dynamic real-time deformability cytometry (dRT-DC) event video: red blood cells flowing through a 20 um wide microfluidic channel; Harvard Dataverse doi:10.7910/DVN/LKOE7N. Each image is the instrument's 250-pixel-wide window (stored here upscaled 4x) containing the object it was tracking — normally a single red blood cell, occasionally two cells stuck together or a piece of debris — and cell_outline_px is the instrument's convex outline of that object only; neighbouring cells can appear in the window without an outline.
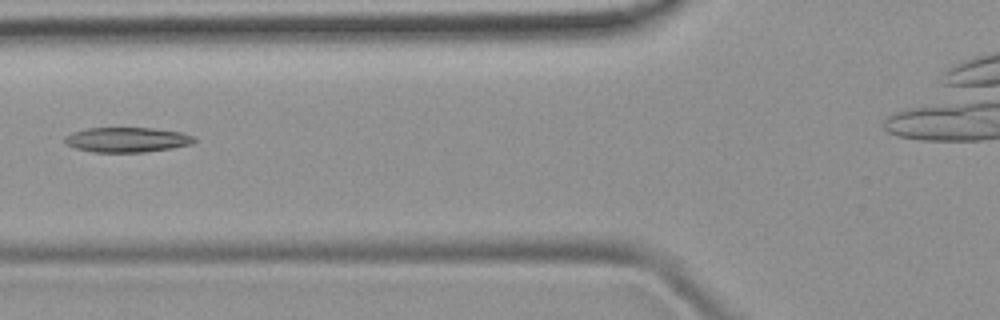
{"species": "common noctule bat (a hibernating species)", "species_latin": "Nyctalus noctula", "temperature_condition": "room temperature", "stored_images_in_passage": 4, "camera_frame_rate_fps": 3000, "um_per_image_px": 0.085, "animal": {"sex": "female", "body_mass_g": 19.9}, "frame": {"image": 1, "passage_image": 2, "time_ms": 1.333, "image_size_px": [1000, 320], "cell_outline_px": [[196, 140], [192, 144], [172, 148], [144, 152], [92, 152], [76, 148], [68, 144], [64, 140], [64, 136], [72, 132], [88, 128], [152, 128], [180, 132], [196, 136]], "centroid_in_image_um": [10.82, 11.87], "position_along_channel_um": 115.0, "area_um2": 18.79}}
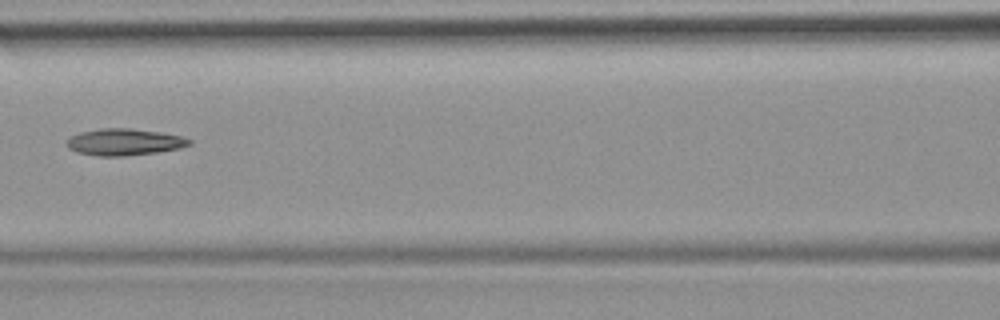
{"frame": {"image": 2, "passage_image": 3, "time_ms": 2.333, "image_size_px": [1000, 320], "cell_outline_px": [[192, 144], [180, 148], [156, 152], [124, 156], [100, 156], [76, 152], [68, 148], [64, 144], [72, 136], [80, 132], [104, 128], [128, 128], [160, 132], [180, 136], [192, 140]], "centroid_in_image_um": [10.55, 12.07], "position_along_channel_um": 156.0, "area_um2": 18.96}}
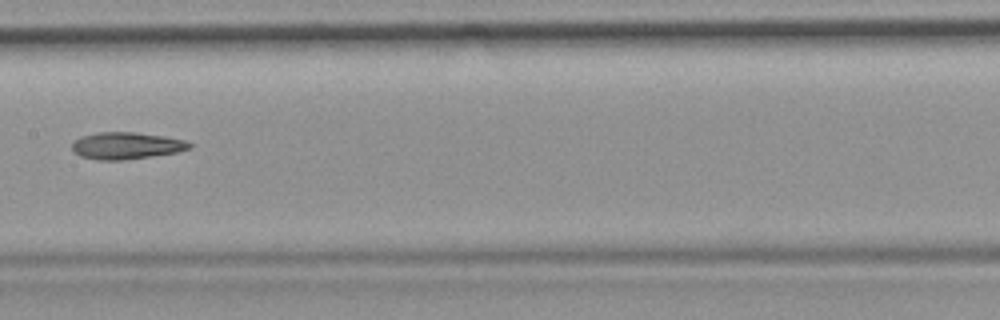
{"frame": {"image": 3, "passage_image": 4, "time_ms": 3.333, "image_size_px": [1000, 320], "cell_outline_px": [[192, 148], [176, 152], [152, 156], [124, 160], [100, 160], [80, 156], [72, 152], [72, 140], [80, 136], [96, 132], [136, 132], [164, 136], [184, 140], [192, 144]], "centroid_in_image_um": [10.69, 12.37], "position_along_channel_um": 196.7, "area_um2": 18.61}}